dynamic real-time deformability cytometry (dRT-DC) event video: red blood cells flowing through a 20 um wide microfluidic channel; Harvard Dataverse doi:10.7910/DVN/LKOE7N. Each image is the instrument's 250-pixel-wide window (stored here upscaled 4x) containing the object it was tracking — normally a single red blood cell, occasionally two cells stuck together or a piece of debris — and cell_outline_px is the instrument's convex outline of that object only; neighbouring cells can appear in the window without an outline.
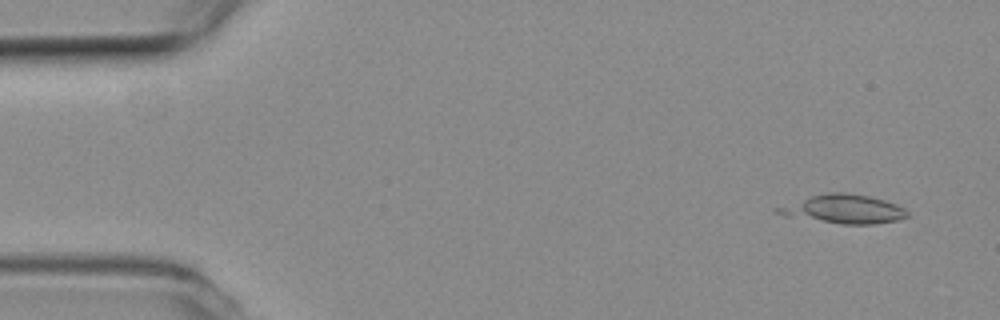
{"species": "common noctule bat (a hibernating species)", "species_latin": "Nyctalus noctula", "temperature_condition": "room temperature", "stored_images_in_passage": 6, "camera_frame_rate_fps": 3000, "um_per_image_px": 0.085, "animal": {"sex": "female", "body_mass_g": 19.3, "forearm_length_mm": 54.1}, "frame": {"image": 1, "passage_image": 4, "time_ms": 1.0, "image_size_px": [1000, 320], "cell_outline_px": [[908, 216], [896, 220], [872, 224], [840, 224], [784, 216], [776, 212], [772, 208], [812, 196], [828, 192], [844, 192], [868, 196], [884, 200], [896, 204], [904, 208], [908, 212]], "centroid_in_image_um": [71.67, 17.78], "position_along_channel_um": 13.3, "area_um2": 21.62}}